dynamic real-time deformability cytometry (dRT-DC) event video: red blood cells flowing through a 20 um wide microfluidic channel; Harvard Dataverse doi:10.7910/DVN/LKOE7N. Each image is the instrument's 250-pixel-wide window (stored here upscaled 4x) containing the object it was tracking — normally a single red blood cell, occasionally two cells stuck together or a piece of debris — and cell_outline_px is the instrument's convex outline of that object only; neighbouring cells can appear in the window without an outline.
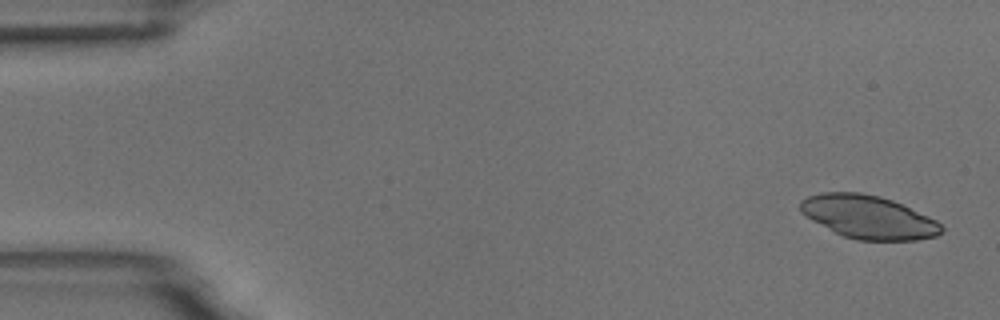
{"species": "common noctule bat (a hibernating species)", "species_latin": "Nyctalus noctula", "temperature_condition": "room temperature", "stored_images_in_passage": 5, "camera_frame_rate_fps": 3000, "um_per_image_px": 0.085, "animal": {"sex": "male", "body_mass_g": 18.8}, "frame": {"image": 1, "passage_image": 1, "time_ms": 0.0, "image_size_px": [1000, 320], "cell_outline_px": [[944, 228], [936, 236], [916, 240], [856, 240], [844, 236], [812, 220], [800, 212], [800, 200], [808, 196], [820, 192], [860, 192], [880, 196], [892, 200], [936, 220]], "centroid_in_image_um": [73.79, 18.44], "position_along_channel_um": 11.2, "area_um2": 35.26}}